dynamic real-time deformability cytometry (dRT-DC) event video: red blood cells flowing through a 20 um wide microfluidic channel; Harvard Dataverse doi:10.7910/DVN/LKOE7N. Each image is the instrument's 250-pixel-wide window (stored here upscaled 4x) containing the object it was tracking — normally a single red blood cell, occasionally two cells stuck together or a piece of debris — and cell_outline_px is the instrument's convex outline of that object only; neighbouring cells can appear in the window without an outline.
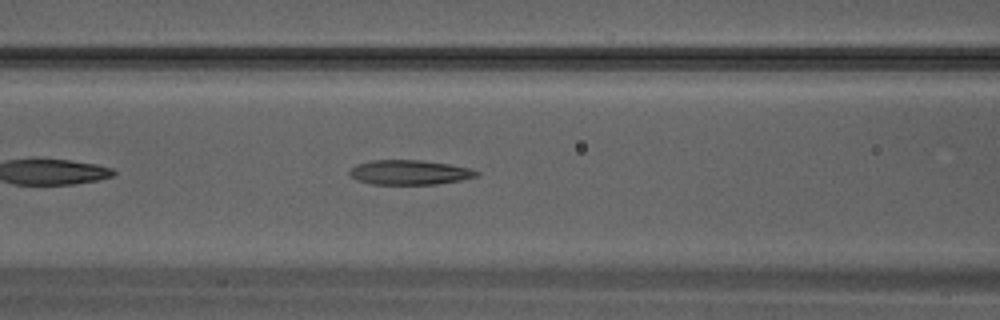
{"species": "Egyptian fruit bat (a non-hibernating species)", "species_latin": "Rousettus aegyptiacus", "temperature_condition": "warm", "stored_images_in_passage": 34, "camera_frame_rate_fps": 3000, "um_per_image_px": 0.085, "animal": {"sex": "male"}, "frame": {"image": 1, "passage_image": 14, "time_ms": 4.333, "image_size_px": [1000, 320], "cell_outline_px": [[480, 172], [476, 176], [460, 180], [436, 184], [372, 184], [356, 180], [348, 172], [348, 168], [356, 164], [372, 160], [420, 160], [448, 164], [472, 168]], "centroid_in_image_um": [34.77, 14.64], "position_along_channel_um": 131.8, "area_um2": 18.26}}
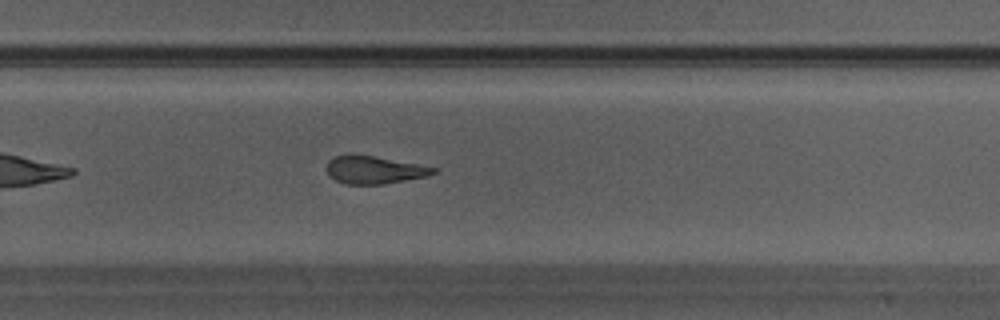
{"frame": {"image": 2, "passage_image": 22, "time_ms": 7.0, "image_size_px": [1000, 320], "cell_outline_px": [[440, 168], [436, 172], [428, 176], [384, 184], [344, 184], [336, 180], [328, 172], [328, 160], [336, 156], [372, 156]], "centroid_in_image_um": [31.88, 14.46], "position_along_channel_um": 297.9, "area_um2": 16.76}}
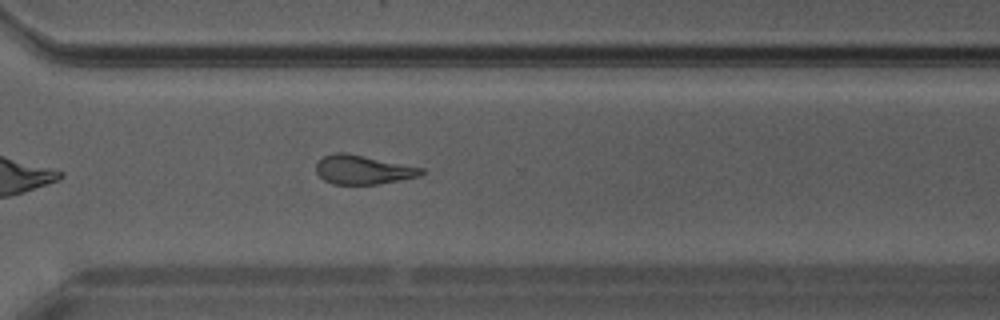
{"frame": {"image": 3, "passage_image": 24, "time_ms": 7.667, "image_size_px": [1000, 320], "cell_outline_px": [[424, 172], [420, 176], [400, 180], [376, 184], [332, 184], [324, 180], [316, 172], [316, 164], [324, 156], [336, 152], [344, 152], [424, 168]], "centroid_in_image_um": [30.84, 14.43], "position_along_channel_um": 339.8, "area_um2": 17.63}}